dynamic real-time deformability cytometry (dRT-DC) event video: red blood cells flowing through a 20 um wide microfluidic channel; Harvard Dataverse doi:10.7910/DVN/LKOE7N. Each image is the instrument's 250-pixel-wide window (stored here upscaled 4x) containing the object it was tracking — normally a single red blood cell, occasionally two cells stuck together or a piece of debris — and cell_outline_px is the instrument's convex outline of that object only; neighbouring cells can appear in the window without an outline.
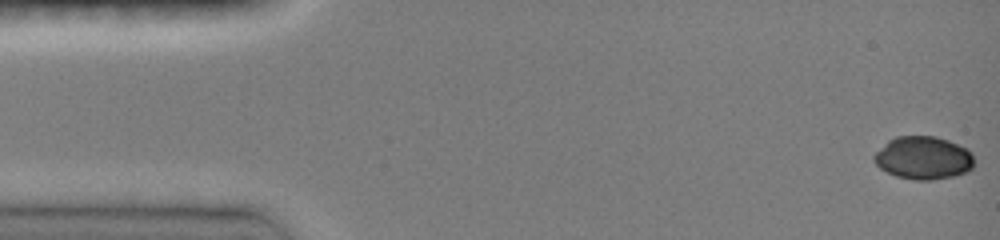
{"species": "common noctule bat (a hibernating species)", "species_latin": "Nyctalus noctula", "temperature_condition": "room temperature", "stored_images_in_passage": 43, "camera_frame_rate_fps": 3000, "um_per_image_px": 0.085, "animal": {"sex": "female", "body_mass_g": 19.0, "forearm_length_mm": 51.5}, "frame": {"image": 1, "passage_image": 1, "time_ms": 0.0, "image_size_px": [1000, 240], "cell_outline_px": [[972, 168], [968, 172], [956, 176], [932, 180], [916, 180], [896, 176], [880, 168], [872, 160], [872, 156], [888, 140], [896, 136], [936, 136], [948, 140], [968, 148], [972, 152]], "centroid_in_image_um": [78.49, 13.42], "position_along_channel_um": 6.5, "area_um2": 25.26}}